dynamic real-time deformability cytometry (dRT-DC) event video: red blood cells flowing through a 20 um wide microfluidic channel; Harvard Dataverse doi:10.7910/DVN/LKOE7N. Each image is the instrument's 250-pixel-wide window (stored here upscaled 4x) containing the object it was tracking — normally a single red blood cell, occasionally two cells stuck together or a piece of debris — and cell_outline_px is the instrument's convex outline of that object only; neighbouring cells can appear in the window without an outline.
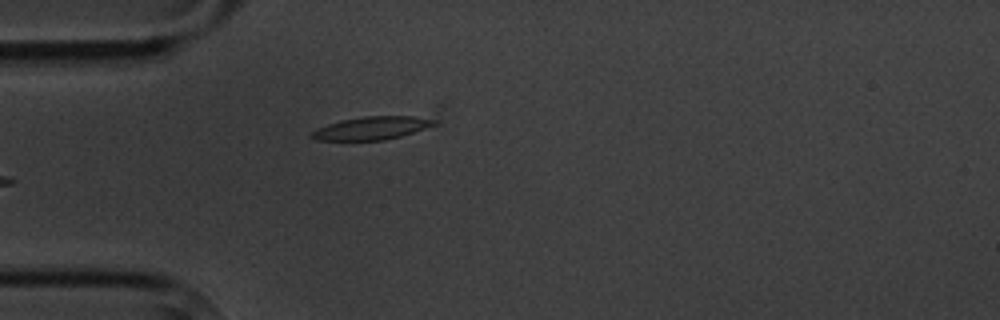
{"species": "common noctule bat (a hibernating species)", "species_latin": "Nyctalus noctula", "temperature_condition": "cold", "stored_images_in_passage": 5, "camera_frame_rate_fps": 3000, "um_per_image_px": 0.085, "animal": {"sex": "male", "body_mass_g": 20.1, "forearm_length_mm": 53.5}, "frame": {"image": 1, "passage_image": 5, "time_ms": 5.333, "image_size_px": [1000, 320], "cell_outline_px": [[436, 124], [400, 136], [384, 140], [316, 140], [308, 136], [316, 128], [340, 120], [364, 116], [416, 116], [436, 120]], "centroid_in_image_um": [31.54, 10.88], "position_along_channel_um": 53.5, "area_um2": 16.3}}